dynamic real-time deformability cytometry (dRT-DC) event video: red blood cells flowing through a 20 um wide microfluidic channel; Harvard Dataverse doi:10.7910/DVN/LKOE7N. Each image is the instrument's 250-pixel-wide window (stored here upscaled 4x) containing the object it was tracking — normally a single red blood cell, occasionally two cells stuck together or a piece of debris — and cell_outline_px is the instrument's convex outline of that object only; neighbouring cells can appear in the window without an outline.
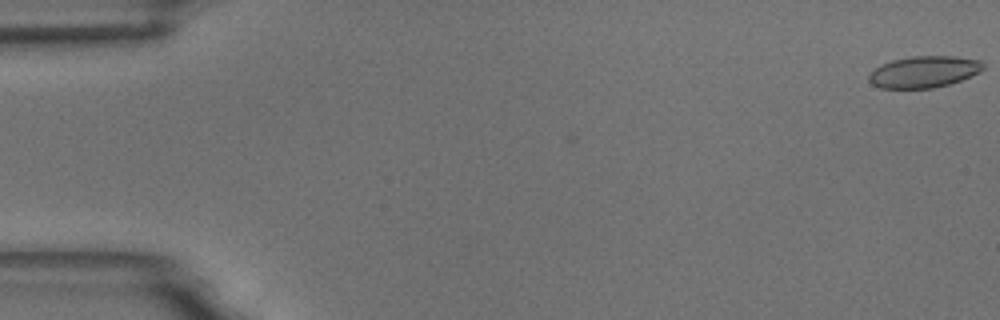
{"species": "common noctule bat (a hibernating species)", "species_latin": "Nyctalus noctula", "temperature_condition": "room temperature", "stored_images_in_passage": 54, "camera_frame_rate_fps": 3000, "um_per_image_px": 0.085, "animal": {"sex": "male", "body_mass_g": 18.8}, "frame": {"image": 1, "passage_image": 1, "time_ms": 0.0, "image_size_px": [1000, 320], "cell_outline_px": [[984, 68], [980, 72], [960, 80], [948, 84], [932, 88], [880, 88], [872, 84], [868, 80], [868, 76], [880, 64], [892, 60], [912, 56], [956, 56], [984, 60]], "centroid_in_image_um": [78.56, 6.09], "position_along_channel_um": 6.4, "area_um2": 21.1}}
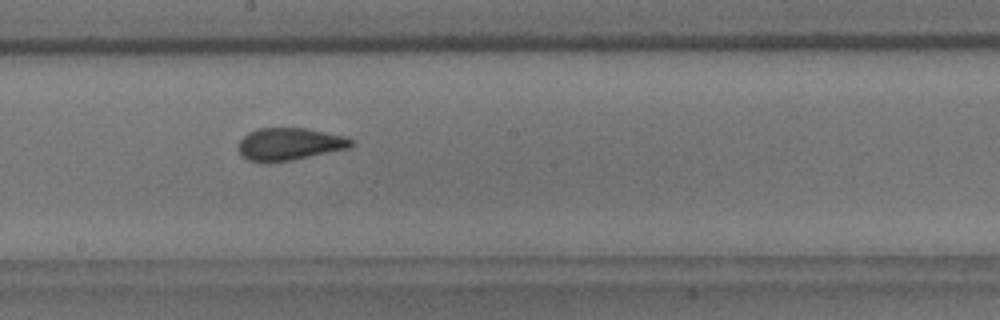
{"frame": {"image": 2, "passage_image": 30, "time_ms": 9.667, "image_size_px": [1000, 320], "cell_outline_px": [[356, 144], [348, 148], [292, 160], [268, 164], [248, 160], [240, 152], [240, 140], [248, 132], [256, 128], [304, 128], [348, 136], [356, 140]], "centroid_in_image_um": [24.66, 12.25], "position_along_channel_um": 223.5, "area_um2": 21.56}}
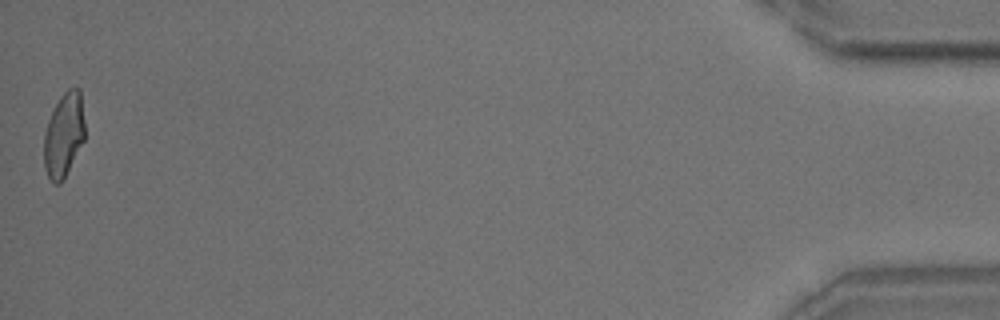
{"frame": {"image": 3, "passage_image": 54, "time_ms": 17.667, "image_size_px": [1000, 320], "cell_outline_px": [[84, 140], [60, 184], [52, 184], [44, 168], [44, 132], [48, 120], [60, 96], [68, 88], [80, 88], [84, 120]], "centroid_in_image_um": [5.41, 11.46], "position_along_channel_um": 429.8, "area_um2": 19.94}, "authors_computed_cell_mechanics": {"area_um2": 21.2993, "velocity_mm_per_s": 3.76, "shape_relaxation_time_tau1_ms": null, "shape_relaxation_time_tau2_ms": 1.1483, "deformation_change_tau1": null, "deformation_change_tau2": 0.0543}}